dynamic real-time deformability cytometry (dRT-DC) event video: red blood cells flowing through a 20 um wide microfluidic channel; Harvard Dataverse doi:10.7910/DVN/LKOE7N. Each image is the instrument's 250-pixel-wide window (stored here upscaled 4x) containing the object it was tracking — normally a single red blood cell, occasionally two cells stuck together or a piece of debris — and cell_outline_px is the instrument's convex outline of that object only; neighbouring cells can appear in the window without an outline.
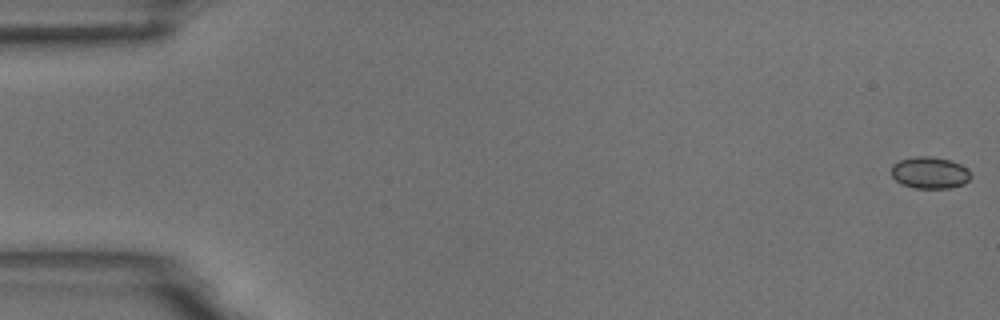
{"species": "common noctule bat (a hibernating species)", "species_latin": "Nyctalus noctula", "temperature_condition": "room temperature", "stored_images_in_passage": 10, "camera_frame_rate_fps": 3000, "um_per_image_px": 0.085, "animal": {"sex": "male", "body_mass_g": 18.8}, "frame": {"image": 1, "passage_image": 1, "time_ms": 0.0, "image_size_px": [1000, 320], "cell_outline_px": [[972, 176], [964, 184], [952, 188], [916, 188], [904, 184], [896, 180], [892, 176], [892, 164], [900, 160], [916, 156], [928, 156], [948, 160], [960, 164], [968, 168], [972, 172]], "centroid_in_image_um": [79.07, 14.68], "position_along_channel_um": 5.9, "area_um2": 14.68}}
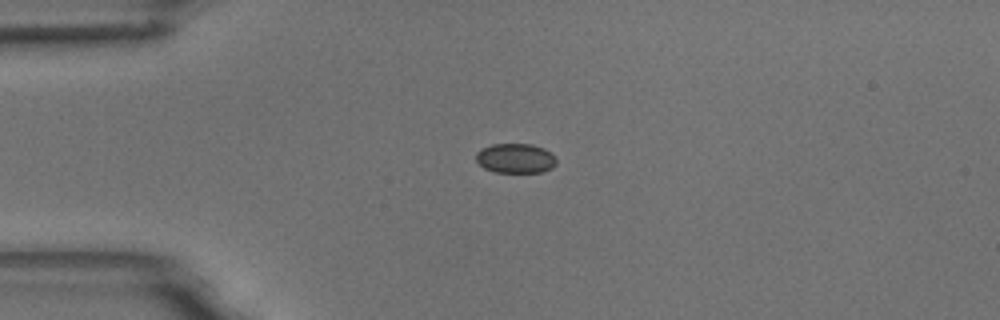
{"frame": {"image": 2, "passage_image": 5, "time_ms": 4.333, "image_size_px": [1000, 320], "cell_outline_px": [[556, 164], [552, 168], [540, 172], [496, 172], [484, 168], [476, 160], [476, 152], [492, 144], [532, 144], [544, 148], [556, 156]], "centroid_in_image_um": [43.84, 13.45], "position_along_channel_um": 41.2, "area_um2": 13.87}}